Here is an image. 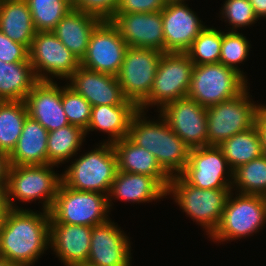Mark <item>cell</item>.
Segmentation results:
<instances>
[{
	"mask_svg": "<svg viewBox=\"0 0 266 266\" xmlns=\"http://www.w3.org/2000/svg\"><path fill=\"white\" fill-rule=\"evenodd\" d=\"M50 212L8 208L0 224V257L34 266L50 248Z\"/></svg>",
	"mask_w": 266,
	"mask_h": 266,
	"instance_id": "1",
	"label": "cell"
},
{
	"mask_svg": "<svg viewBox=\"0 0 266 266\" xmlns=\"http://www.w3.org/2000/svg\"><path fill=\"white\" fill-rule=\"evenodd\" d=\"M146 116V112L140 110L132 116L127 138L155 156L170 177L180 175L189 160L191 148L172 131L160 114L158 120L153 118L154 121Z\"/></svg>",
	"mask_w": 266,
	"mask_h": 266,
	"instance_id": "2",
	"label": "cell"
},
{
	"mask_svg": "<svg viewBox=\"0 0 266 266\" xmlns=\"http://www.w3.org/2000/svg\"><path fill=\"white\" fill-rule=\"evenodd\" d=\"M99 144V145H98ZM94 149L79 155L62 172L61 183L78 191L97 192L108 196L118 171L112 143H98Z\"/></svg>",
	"mask_w": 266,
	"mask_h": 266,
	"instance_id": "3",
	"label": "cell"
},
{
	"mask_svg": "<svg viewBox=\"0 0 266 266\" xmlns=\"http://www.w3.org/2000/svg\"><path fill=\"white\" fill-rule=\"evenodd\" d=\"M54 166L53 164L10 166L6 185L8 208L19 209L17 201L30 203L39 200L38 203L42 204L41 210L50 212L61 183V175L55 172Z\"/></svg>",
	"mask_w": 266,
	"mask_h": 266,
	"instance_id": "4",
	"label": "cell"
},
{
	"mask_svg": "<svg viewBox=\"0 0 266 266\" xmlns=\"http://www.w3.org/2000/svg\"><path fill=\"white\" fill-rule=\"evenodd\" d=\"M232 189H199L188 184L180 175L171 177L167 196L203 228L210 237L218 227L228 195Z\"/></svg>",
	"mask_w": 266,
	"mask_h": 266,
	"instance_id": "5",
	"label": "cell"
},
{
	"mask_svg": "<svg viewBox=\"0 0 266 266\" xmlns=\"http://www.w3.org/2000/svg\"><path fill=\"white\" fill-rule=\"evenodd\" d=\"M265 223L266 197L234 193L231 190L226 200L221 221L209 238L213 242H222V244L242 237L245 239L257 232L259 233Z\"/></svg>",
	"mask_w": 266,
	"mask_h": 266,
	"instance_id": "6",
	"label": "cell"
},
{
	"mask_svg": "<svg viewBox=\"0 0 266 266\" xmlns=\"http://www.w3.org/2000/svg\"><path fill=\"white\" fill-rule=\"evenodd\" d=\"M247 81L220 62L194 65L187 97L208 108L241 94L249 87Z\"/></svg>",
	"mask_w": 266,
	"mask_h": 266,
	"instance_id": "7",
	"label": "cell"
},
{
	"mask_svg": "<svg viewBox=\"0 0 266 266\" xmlns=\"http://www.w3.org/2000/svg\"><path fill=\"white\" fill-rule=\"evenodd\" d=\"M110 212L106 194L78 191L60 183L50 210V223L93 227L107 222Z\"/></svg>",
	"mask_w": 266,
	"mask_h": 266,
	"instance_id": "8",
	"label": "cell"
},
{
	"mask_svg": "<svg viewBox=\"0 0 266 266\" xmlns=\"http://www.w3.org/2000/svg\"><path fill=\"white\" fill-rule=\"evenodd\" d=\"M193 67L194 63L186 53H163L157 66L149 98L138 109L148 111L150 106H156L158 112L166 104L187 97Z\"/></svg>",
	"mask_w": 266,
	"mask_h": 266,
	"instance_id": "9",
	"label": "cell"
},
{
	"mask_svg": "<svg viewBox=\"0 0 266 266\" xmlns=\"http://www.w3.org/2000/svg\"><path fill=\"white\" fill-rule=\"evenodd\" d=\"M249 93L247 87L238 96L207 108L208 146H219L255 125L260 104H255Z\"/></svg>",
	"mask_w": 266,
	"mask_h": 266,
	"instance_id": "10",
	"label": "cell"
},
{
	"mask_svg": "<svg viewBox=\"0 0 266 266\" xmlns=\"http://www.w3.org/2000/svg\"><path fill=\"white\" fill-rule=\"evenodd\" d=\"M29 61L39 81L65 82L80 66L76 56L52 31H37L29 48Z\"/></svg>",
	"mask_w": 266,
	"mask_h": 266,
	"instance_id": "11",
	"label": "cell"
},
{
	"mask_svg": "<svg viewBox=\"0 0 266 266\" xmlns=\"http://www.w3.org/2000/svg\"><path fill=\"white\" fill-rule=\"evenodd\" d=\"M163 52L128 47L117 75L125 97L138 108L149 98L157 66Z\"/></svg>",
	"mask_w": 266,
	"mask_h": 266,
	"instance_id": "12",
	"label": "cell"
},
{
	"mask_svg": "<svg viewBox=\"0 0 266 266\" xmlns=\"http://www.w3.org/2000/svg\"><path fill=\"white\" fill-rule=\"evenodd\" d=\"M128 47L111 20H102L90 36L86 54L80 61V66L117 76Z\"/></svg>",
	"mask_w": 266,
	"mask_h": 266,
	"instance_id": "13",
	"label": "cell"
},
{
	"mask_svg": "<svg viewBox=\"0 0 266 266\" xmlns=\"http://www.w3.org/2000/svg\"><path fill=\"white\" fill-rule=\"evenodd\" d=\"M180 176L199 189H232L233 170L218 146L191 149Z\"/></svg>",
	"mask_w": 266,
	"mask_h": 266,
	"instance_id": "14",
	"label": "cell"
},
{
	"mask_svg": "<svg viewBox=\"0 0 266 266\" xmlns=\"http://www.w3.org/2000/svg\"><path fill=\"white\" fill-rule=\"evenodd\" d=\"M158 113L189 148L208 146L207 108L184 97L166 104Z\"/></svg>",
	"mask_w": 266,
	"mask_h": 266,
	"instance_id": "15",
	"label": "cell"
},
{
	"mask_svg": "<svg viewBox=\"0 0 266 266\" xmlns=\"http://www.w3.org/2000/svg\"><path fill=\"white\" fill-rule=\"evenodd\" d=\"M131 249L129 237L109 219L92 227L90 252L84 266H132Z\"/></svg>",
	"mask_w": 266,
	"mask_h": 266,
	"instance_id": "16",
	"label": "cell"
},
{
	"mask_svg": "<svg viewBox=\"0 0 266 266\" xmlns=\"http://www.w3.org/2000/svg\"><path fill=\"white\" fill-rule=\"evenodd\" d=\"M164 53H185L206 26L186 2L166 4L161 11Z\"/></svg>",
	"mask_w": 266,
	"mask_h": 266,
	"instance_id": "17",
	"label": "cell"
},
{
	"mask_svg": "<svg viewBox=\"0 0 266 266\" xmlns=\"http://www.w3.org/2000/svg\"><path fill=\"white\" fill-rule=\"evenodd\" d=\"M66 83L83 96L91 106L135 105L125 97L117 76L111 74L100 73L79 66Z\"/></svg>",
	"mask_w": 266,
	"mask_h": 266,
	"instance_id": "18",
	"label": "cell"
},
{
	"mask_svg": "<svg viewBox=\"0 0 266 266\" xmlns=\"http://www.w3.org/2000/svg\"><path fill=\"white\" fill-rule=\"evenodd\" d=\"M111 22L129 47L155 49L164 53L161 11L115 14Z\"/></svg>",
	"mask_w": 266,
	"mask_h": 266,
	"instance_id": "19",
	"label": "cell"
},
{
	"mask_svg": "<svg viewBox=\"0 0 266 266\" xmlns=\"http://www.w3.org/2000/svg\"><path fill=\"white\" fill-rule=\"evenodd\" d=\"M28 115L49 132L69 124L62 106V86L57 81H39L25 99Z\"/></svg>",
	"mask_w": 266,
	"mask_h": 266,
	"instance_id": "20",
	"label": "cell"
},
{
	"mask_svg": "<svg viewBox=\"0 0 266 266\" xmlns=\"http://www.w3.org/2000/svg\"><path fill=\"white\" fill-rule=\"evenodd\" d=\"M92 227L50 223V248L64 266H84L90 252Z\"/></svg>",
	"mask_w": 266,
	"mask_h": 266,
	"instance_id": "21",
	"label": "cell"
},
{
	"mask_svg": "<svg viewBox=\"0 0 266 266\" xmlns=\"http://www.w3.org/2000/svg\"><path fill=\"white\" fill-rule=\"evenodd\" d=\"M167 196V189L154 177L117 171L108 194L109 210L113 199L131 203H147Z\"/></svg>",
	"mask_w": 266,
	"mask_h": 266,
	"instance_id": "22",
	"label": "cell"
},
{
	"mask_svg": "<svg viewBox=\"0 0 266 266\" xmlns=\"http://www.w3.org/2000/svg\"><path fill=\"white\" fill-rule=\"evenodd\" d=\"M112 146L117 157L118 171L154 177L168 189L171 177L148 150L135 145L127 137L112 143Z\"/></svg>",
	"mask_w": 266,
	"mask_h": 266,
	"instance_id": "23",
	"label": "cell"
},
{
	"mask_svg": "<svg viewBox=\"0 0 266 266\" xmlns=\"http://www.w3.org/2000/svg\"><path fill=\"white\" fill-rule=\"evenodd\" d=\"M101 21L91 14L71 9L52 32L81 61L86 54L90 36Z\"/></svg>",
	"mask_w": 266,
	"mask_h": 266,
	"instance_id": "24",
	"label": "cell"
},
{
	"mask_svg": "<svg viewBox=\"0 0 266 266\" xmlns=\"http://www.w3.org/2000/svg\"><path fill=\"white\" fill-rule=\"evenodd\" d=\"M49 131L29 115L16 147L9 155L11 166L47 164V139Z\"/></svg>",
	"mask_w": 266,
	"mask_h": 266,
	"instance_id": "25",
	"label": "cell"
},
{
	"mask_svg": "<svg viewBox=\"0 0 266 266\" xmlns=\"http://www.w3.org/2000/svg\"><path fill=\"white\" fill-rule=\"evenodd\" d=\"M136 105H99L92 106L90 122L85 130L100 131L108 134L103 142L114 143L127 137L132 116L138 111Z\"/></svg>",
	"mask_w": 266,
	"mask_h": 266,
	"instance_id": "26",
	"label": "cell"
},
{
	"mask_svg": "<svg viewBox=\"0 0 266 266\" xmlns=\"http://www.w3.org/2000/svg\"><path fill=\"white\" fill-rule=\"evenodd\" d=\"M0 31L29 50L37 31L26 0H0Z\"/></svg>",
	"mask_w": 266,
	"mask_h": 266,
	"instance_id": "27",
	"label": "cell"
},
{
	"mask_svg": "<svg viewBox=\"0 0 266 266\" xmlns=\"http://www.w3.org/2000/svg\"><path fill=\"white\" fill-rule=\"evenodd\" d=\"M38 82L29 58L17 63L0 60V101H25Z\"/></svg>",
	"mask_w": 266,
	"mask_h": 266,
	"instance_id": "28",
	"label": "cell"
},
{
	"mask_svg": "<svg viewBox=\"0 0 266 266\" xmlns=\"http://www.w3.org/2000/svg\"><path fill=\"white\" fill-rule=\"evenodd\" d=\"M85 130L81 127L68 124L48 133L47 139V164L56 167L70 161L81 150L82 143L86 140Z\"/></svg>",
	"mask_w": 266,
	"mask_h": 266,
	"instance_id": "29",
	"label": "cell"
},
{
	"mask_svg": "<svg viewBox=\"0 0 266 266\" xmlns=\"http://www.w3.org/2000/svg\"><path fill=\"white\" fill-rule=\"evenodd\" d=\"M218 147L233 171L263 155L261 140L255 125L226 139Z\"/></svg>",
	"mask_w": 266,
	"mask_h": 266,
	"instance_id": "30",
	"label": "cell"
},
{
	"mask_svg": "<svg viewBox=\"0 0 266 266\" xmlns=\"http://www.w3.org/2000/svg\"><path fill=\"white\" fill-rule=\"evenodd\" d=\"M27 116L25 101H0V152L12 153Z\"/></svg>",
	"mask_w": 266,
	"mask_h": 266,
	"instance_id": "31",
	"label": "cell"
},
{
	"mask_svg": "<svg viewBox=\"0 0 266 266\" xmlns=\"http://www.w3.org/2000/svg\"><path fill=\"white\" fill-rule=\"evenodd\" d=\"M232 190L242 194L266 197L265 154L239 166L233 171Z\"/></svg>",
	"mask_w": 266,
	"mask_h": 266,
	"instance_id": "32",
	"label": "cell"
},
{
	"mask_svg": "<svg viewBox=\"0 0 266 266\" xmlns=\"http://www.w3.org/2000/svg\"><path fill=\"white\" fill-rule=\"evenodd\" d=\"M36 31H52L72 9V0H26Z\"/></svg>",
	"mask_w": 266,
	"mask_h": 266,
	"instance_id": "33",
	"label": "cell"
},
{
	"mask_svg": "<svg viewBox=\"0 0 266 266\" xmlns=\"http://www.w3.org/2000/svg\"><path fill=\"white\" fill-rule=\"evenodd\" d=\"M222 45V31L205 26L185 52L194 65L218 63Z\"/></svg>",
	"mask_w": 266,
	"mask_h": 266,
	"instance_id": "34",
	"label": "cell"
},
{
	"mask_svg": "<svg viewBox=\"0 0 266 266\" xmlns=\"http://www.w3.org/2000/svg\"><path fill=\"white\" fill-rule=\"evenodd\" d=\"M251 48L250 41L239 31H222V45L219 62L236 72L246 80V74L240 70L238 64L245 62ZM245 74V75H244Z\"/></svg>",
	"mask_w": 266,
	"mask_h": 266,
	"instance_id": "35",
	"label": "cell"
},
{
	"mask_svg": "<svg viewBox=\"0 0 266 266\" xmlns=\"http://www.w3.org/2000/svg\"><path fill=\"white\" fill-rule=\"evenodd\" d=\"M62 106L69 124L81 127L83 130L91 118V104L67 84L62 86Z\"/></svg>",
	"mask_w": 266,
	"mask_h": 266,
	"instance_id": "36",
	"label": "cell"
},
{
	"mask_svg": "<svg viewBox=\"0 0 266 266\" xmlns=\"http://www.w3.org/2000/svg\"><path fill=\"white\" fill-rule=\"evenodd\" d=\"M221 9L219 12L221 18L225 19L224 22L228 23V26H232L225 31H237L243 27H249L259 20L248 0H225Z\"/></svg>",
	"mask_w": 266,
	"mask_h": 266,
	"instance_id": "37",
	"label": "cell"
},
{
	"mask_svg": "<svg viewBox=\"0 0 266 266\" xmlns=\"http://www.w3.org/2000/svg\"><path fill=\"white\" fill-rule=\"evenodd\" d=\"M120 0H72V9L88 13L101 20H111Z\"/></svg>",
	"mask_w": 266,
	"mask_h": 266,
	"instance_id": "38",
	"label": "cell"
},
{
	"mask_svg": "<svg viewBox=\"0 0 266 266\" xmlns=\"http://www.w3.org/2000/svg\"><path fill=\"white\" fill-rule=\"evenodd\" d=\"M29 58L28 49L14 42L0 31V60L7 63L26 61Z\"/></svg>",
	"mask_w": 266,
	"mask_h": 266,
	"instance_id": "39",
	"label": "cell"
},
{
	"mask_svg": "<svg viewBox=\"0 0 266 266\" xmlns=\"http://www.w3.org/2000/svg\"><path fill=\"white\" fill-rule=\"evenodd\" d=\"M165 5L163 0H120L115 14L158 12Z\"/></svg>",
	"mask_w": 266,
	"mask_h": 266,
	"instance_id": "40",
	"label": "cell"
},
{
	"mask_svg": "<svg viewBox=\"0 0 266 266\" xmlns=\"http://www.w3.org/2000/svg\"><path fill=\"white\" fill-rule=\"evenodd\" d=\"M255 126L261 140L262 152L266 155V104H260L255 119Z\"/></svg>",
	"mask_w": 266,
	"mask_h": 266,
	"instance_id": "41",
	"label": "cell"
},
{
	"mask_svg": "<svg viewBox=\"0 0 266 266\" xmlns=\"http://www.w3.org/2000/svg\"><path fill=\"white\" fill-rule=\"evenodd\" d=\"M10 166L9 155L0 152V185H7Z\"/></svg>",
	"mask_w": 266,
	"mask_h": 266,
	"instance_id": "42",
	"label": "cell"
},
{
	"mask_svg": "<svg viewBox=\"0 0 266 266\" xmlns=\"http://www.w3.org/2000/svg\"><path fill=\"white\" fill-rule=\"evenodd\" d=\"M258 19L266 18V0H248Z\"/></svg>",
	"mask_w": 266,
	"mask_h": 266,
	"instance_id": "43",
	"label": "cell"
},
{
	"mask_svg": "<svg viewBox=\"0 0 266 266\" xmlns=\"http://www.w3.org/2000/svg\"><path fill=\"white\" fill-rule=\"evenodd\" d=\"M8 210L6 201V185H0V224Z\"/></svg>",
	"mask_w": 266,
	"mask_h": 266,
	"instance_id": "44",
	"label": "cell"
},
{
	"mask_svg": "<svg viewBox=\"0 0 266 266\" xmlns=\"http://www.w3.org/2000/svg\"><path fill=\"white\" fill-rule=\"evenodd\" d=\"M0 266H22L16 263H11L7 260H5L4 258L0 257Z\"/></svg>",
	"mask_w": 266,
	"mask_h": 266,
	"instance_id": "45",
	"label": "cell"
},
{
	"mask_svg": "<svg viewBox=\"0 0 266 266\" xmlns=\"http://www.w3.org/2000/svg\"><path fill=\"white\" fill-rule=\"evenodd\" d=\"M163 1L165 4L186 2V0H163Z\"/></svg>",
	"mask_w": 266,
	"mask_h": 266,
	"instance_id": "46",
	"label": "cell"
}]
</instances>
